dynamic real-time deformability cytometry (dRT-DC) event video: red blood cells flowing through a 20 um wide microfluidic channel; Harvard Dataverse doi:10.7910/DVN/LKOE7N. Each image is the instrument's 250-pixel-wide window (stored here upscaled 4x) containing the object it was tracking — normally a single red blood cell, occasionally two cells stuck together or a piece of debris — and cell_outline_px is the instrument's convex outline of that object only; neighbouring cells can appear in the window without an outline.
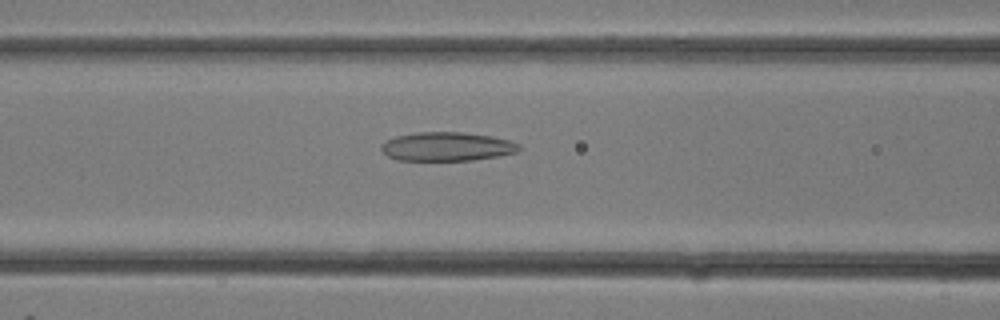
{"species": "common noctule bat (a hibernating species)", "species_latin": "Nyctalus noctula", "temperature_condition": "room temperature", "stored_images_in_passage": 21, "camera_frame_rate_fps": 3000, "um_per_image_px": 0.085, "animal": {"sex": "female"}, "frame": {"image": 1, "passage_image": 12, "time_ms": 3.667, "image_size_px": [1000, 320], "cell_outline_px": [[520, 148], [516, 152], [500, 156], [472, 160], [396, 160], [388, 156], [380, 148], [380, 144], [396, 136], [416, 132], [464, 132], [492, 136], [508, 140], [520, 144]], "centroid_in_image_um": [37.99, 12.45], "position_along_channel_um": 128.6, "area_um2": 23.18}}
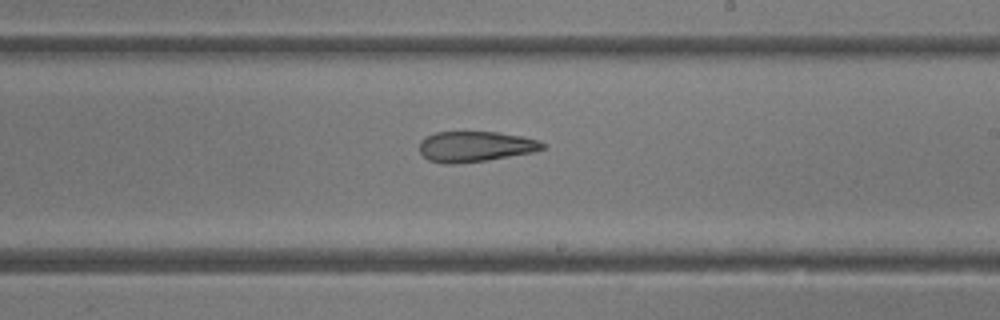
{"frame": {"image": 2, "passage_image": 17, "time_ms": 5.333, "image_size_px": [1000, 320], "cell_outline_px": [[544, 148], [532, 152], [488, 160], [452, 164], [444, 164], [428, 160], [420, 152], [420, 140], [436, 132], [500, 132], [540, 140], [544, 144]], "centroid_in_image_um": [40.38, 12.45], "position_along_channel_um": 248.6, "area_um2": 21.79}}
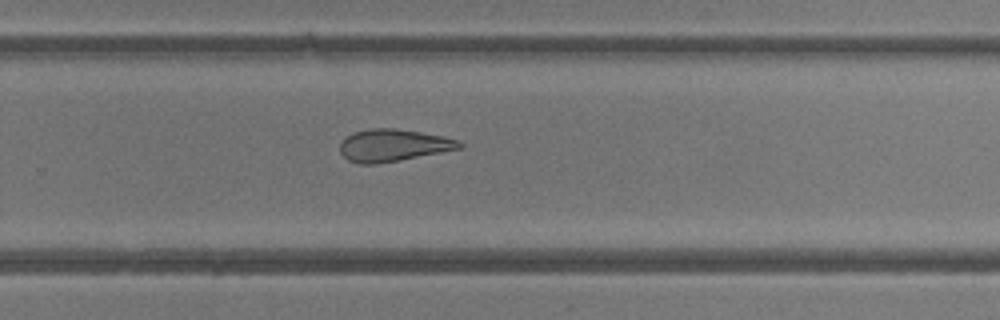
{"frame": {"image": 3, "passage_image": 19, "time_ms": 6.0, "image_size_px": [1000, 320], "cell_outline_px": [[464, 148], [400, 160], [376, 164], [360, 164], [348, 160], [340, 152], [340, 144], [352, 132], [368, 128], [396, 128], [444, 136], [460, 140], [464, 144]], "centroid_in_image_um": [33.46, 12.35], "position_along_channel_um": 296.3, "area_um2": 22.6}}